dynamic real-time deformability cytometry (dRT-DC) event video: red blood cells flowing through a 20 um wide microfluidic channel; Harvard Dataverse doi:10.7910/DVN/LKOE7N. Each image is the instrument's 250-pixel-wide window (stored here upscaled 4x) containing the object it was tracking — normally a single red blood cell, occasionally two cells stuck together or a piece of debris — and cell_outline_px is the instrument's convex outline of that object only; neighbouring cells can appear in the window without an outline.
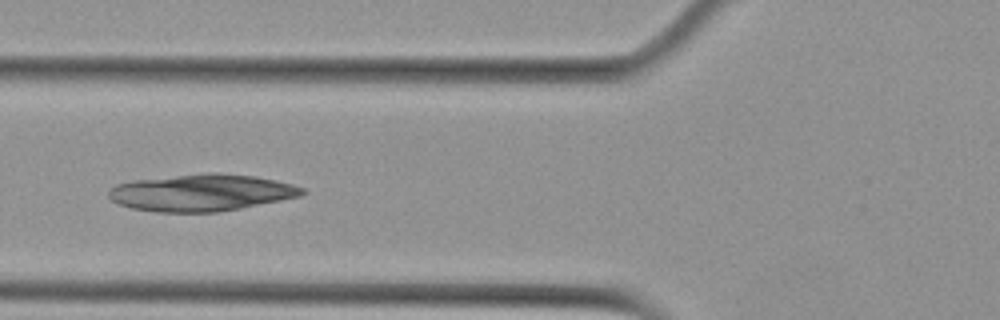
{"species": "Egyptian fruit bat (a non-hibernating species)", "species_latin": "Rousettus aegyptiacus", "temperature_condition": "cold", "stored_images_in_passage": 3, "camera_frame_rate_fps": 3000, "um_per_image_px": 0.085, "animal": {"sex": "female"}, "frame": {"image": 1, "passage_image": 3, "time_ms": 2.667, "image_size_px": [1000, 320], "cell_outline_px": [[304, 192], [300, 196], [240, 208], [216, 212], [156, 212], [132, 208], [120, 204], [112, 200], [108, 196], [108, 192], [116, 184], [132, 180], [208, 172], [220, 172], [256, 176], [276, 180], [292, 184], [304, 188]], "centroid_in_image_um": [17.12, 16.36], "position_along_channel_um": 108.7, "area_um2": 41.56}}